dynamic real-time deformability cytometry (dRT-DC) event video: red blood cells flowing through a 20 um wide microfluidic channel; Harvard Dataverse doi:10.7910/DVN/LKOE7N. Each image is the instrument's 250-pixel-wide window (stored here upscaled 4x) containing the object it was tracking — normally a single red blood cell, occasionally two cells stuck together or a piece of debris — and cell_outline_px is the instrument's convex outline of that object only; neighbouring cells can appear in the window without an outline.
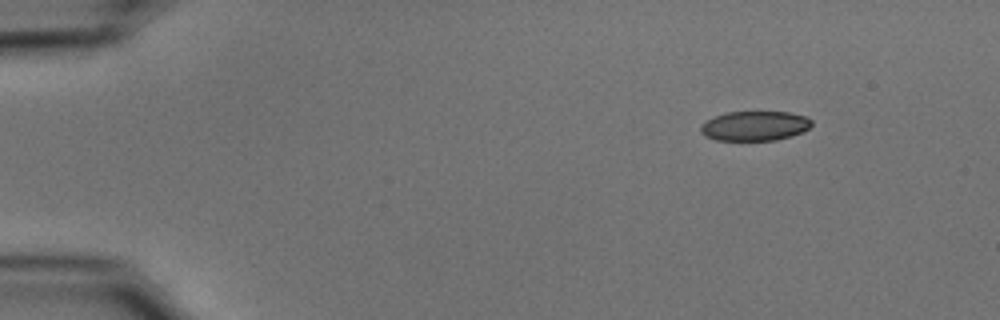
{"species": "common noctule bat (a hibernating species)", "species_latin": "Nyctalus noctula", "temperature_condition": "cold", "stored_images_in_passage": 49, "camera_frame_rate_fps": 3000, "um_per_image_px": 0.085, "animal": {"sex": "male", "body_mass_g": 15.6}, "frame": {"image": 1, "passage_image": 1, "time_ms": 0.0, "image_size_px": [1000, 320], "cell_outline_px": [[812, 124], [808, 128], [800, 132], [776, 140], [716, 140], [704, 136], [700, 132], [700, 124], [716, 116], [728, 112], [788, 112], [804, 116], [812, 120]], "centroid_in_image_um": [64.11, 10.7], "position_along_channel_um": 20.9, "area_um2": 18.96}}
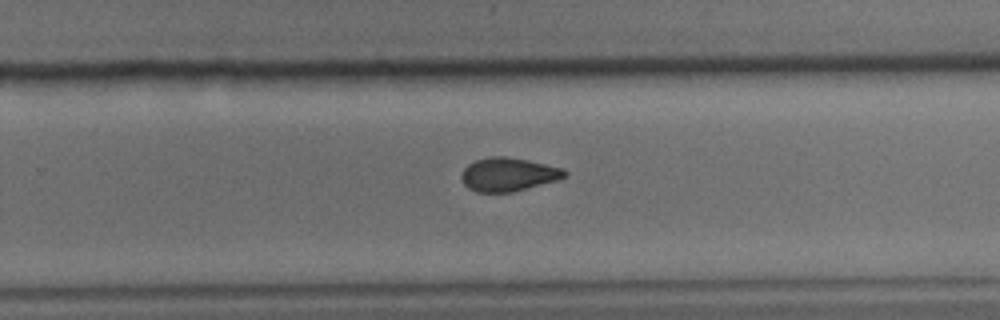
{"frame": {"image": 2, "passage_image": 30, "time_ms": 9.667, "image_size_px": [1000, 320], "cell_outline_px": [[568, 176], [556, 180], [512, 192], [476, 192], [468, 188], [464, 184], [460, 176], [464, 168], [468, 164], [476, 160], [492, 156], [504, 156], [528, 160], [564, 168], [568, 172]], "centroid_in_image_um": [43.21, 14.82], "position_along_channel_um": 286.6, "area_um2": 20.17}}
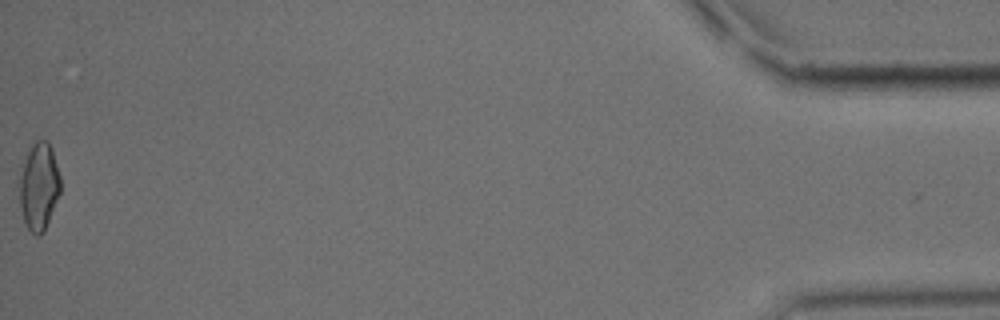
{"frame": {"image": 3, "passage_image": 49, "time_ms": 16.0, "image_size_px": [1000, 320], "cell_outline_px": [[60, 192], [44, 232], [40, 236], [36, 236], [24, 224], [20, 204], [20, 164], [28, 144], [36, 140], [48, 140], [52, 148], [60, 176]], "centroid_in_image_um": [3.28, 15.77], "position_along_channel_um": 431.9, "area_um2": 21.44}, "authors_computed_cell_mechanics": {"area_um2": 20.6346, "velocity_mm_per_s": 3.7109, "shape_relaxation_time_tau1_ms": 4.8074, "shape_relaxation_time_tau2_ms": 2.6887, "deformation_change_tau1": 0.1173, "deformation_change_tau2": 0.0609}}